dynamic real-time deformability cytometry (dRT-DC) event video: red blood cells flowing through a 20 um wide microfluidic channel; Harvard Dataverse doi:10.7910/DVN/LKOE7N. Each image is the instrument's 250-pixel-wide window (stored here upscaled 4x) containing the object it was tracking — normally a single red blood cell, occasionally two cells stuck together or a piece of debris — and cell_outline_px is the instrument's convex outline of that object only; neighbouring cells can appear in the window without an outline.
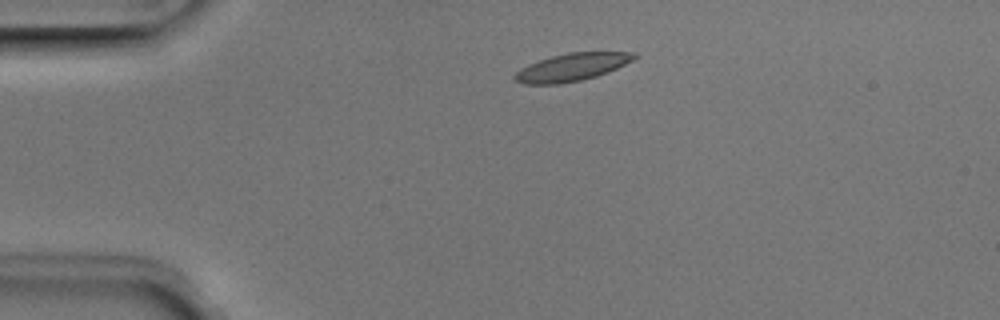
{"species": "Egyptian fruit bat (a non-hibernating species)", "species_latin": "Rousettus aegyptiacus", "temperature_condition": "room temperature", "stored_images_in_passage": 3, "camera_frame_rate_fps": 3000, "um_per_image_px": 0.085, "animal": {"sex": "male"}, "frame": {"image": 1, "passage_image": 2, "time_ms": 0.333, "image_size_px": [1000, 320], "cell_outline_px": [[640, 56], [608, 72], [596, 76], [580, 80], [560, 84], [524, 84], [512, 80], [512, 76], [520, 68], [528, 64], [552, 56], [568, 52], [636, 52]], "centroid_in_image_um": [48.58, 5.71], "position_along_channel_um": 36.4, "area_um2": 19.31}}